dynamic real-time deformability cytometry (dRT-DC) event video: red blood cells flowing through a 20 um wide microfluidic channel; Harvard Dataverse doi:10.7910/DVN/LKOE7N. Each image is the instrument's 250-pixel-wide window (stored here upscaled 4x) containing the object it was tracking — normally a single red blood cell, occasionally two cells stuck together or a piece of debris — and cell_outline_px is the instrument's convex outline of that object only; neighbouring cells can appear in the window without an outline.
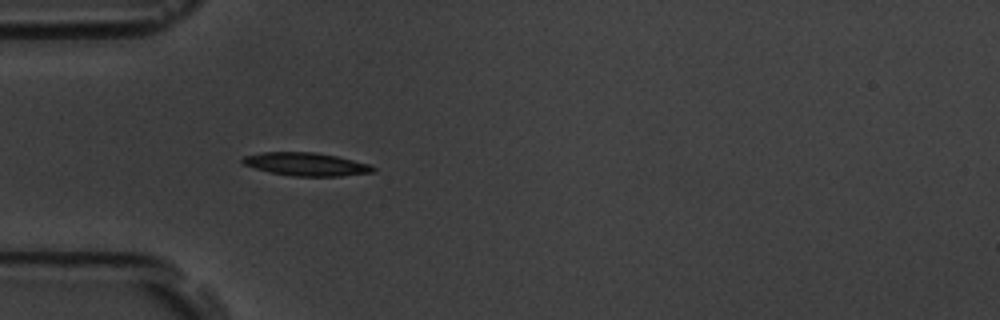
{"species": "common noctule bat (a hibernating species)", "species_latin": "Nyctalus noctula", "temperature_condition": "room temperature", "stored_images_in_passage": 43, "camera_frame_rate_fps": 3000, "um_per_image_px": 0.085, "animal": {"sex": "male", "body_mass_g": 19.5, "forearm_length_mm": 54.6}, "frame": {"image": 1, "passage_image": 5, "time_ms": 1.333, "image_size_px": [1000, 320], "cell_outline_px": [[376, 168], [372, 172], [340, 176], [292, 176], [272, 172], [256, 168], [244, 164], [240, 160], [244, 156], [264, 152], [312, 152], [336, 156], [368, 164]], "centroid_in_image_um": [26.0, 13.95], "position_along_channel_um": 59.0, "area_um2": 17.22}}
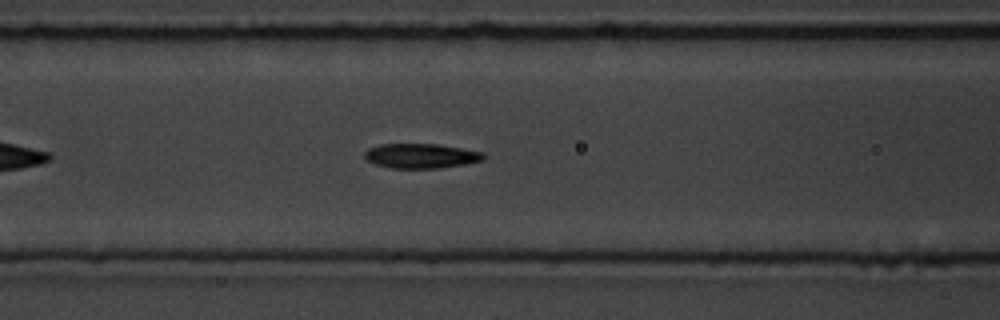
{"frame": {"image": 2, "passage_image": 11, "time_ms": 3.333, "image_size_px": [1000, 320], "cell_outline_px": [[484, 160], [464, 164], [440, 168], [392, 168], [376, 164], [368, 160], [364, 156], [364, 152], [368, 148], [380, 144], [436, 144], [484, 152]], "centroid_in_image_um": [35.78, 13.25], "position_along_channel_um": 130.8, "area_um2": 16.99}}
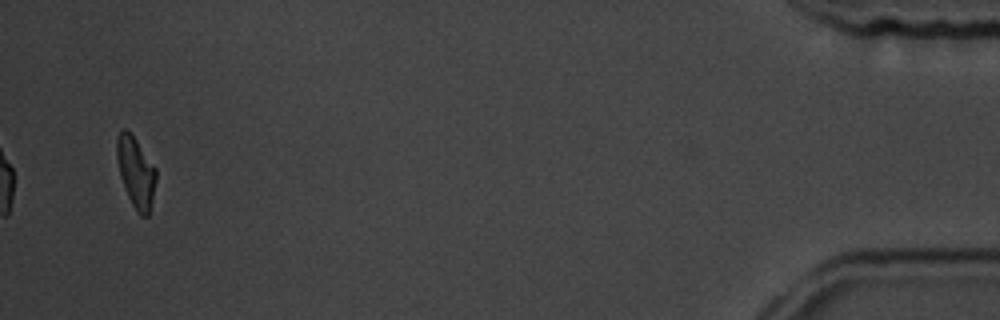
{"frame": {"image": 3, "passage_image": 41, "time_ms": 13.333, "image_size_px": [1000, 320], "cell_outline_px": [[156, 180], [152, 200], [148, 216], [140, 216], [136, 212], [128, 196], [120, 176], [116, 156], [116, 140], [120, 128], [124, 128], [136, 140], [156, 168]], "centroid_in_image_um": [11.53, 14.64], "position_along_channel_um": 423.7, "area_um2": 16.07}, "authors_computed_cell_mechanics": {"area_um2": 17.051, "velocity_mm_per_s": 3.7777, "shape_relaxation_time_tau1_ms": 3.4653, "shape_relaxation_time_tau2_ms": 5.194, "deformation_change_tau1": 0.1321, "deformation_change_tau2": 0.117}}